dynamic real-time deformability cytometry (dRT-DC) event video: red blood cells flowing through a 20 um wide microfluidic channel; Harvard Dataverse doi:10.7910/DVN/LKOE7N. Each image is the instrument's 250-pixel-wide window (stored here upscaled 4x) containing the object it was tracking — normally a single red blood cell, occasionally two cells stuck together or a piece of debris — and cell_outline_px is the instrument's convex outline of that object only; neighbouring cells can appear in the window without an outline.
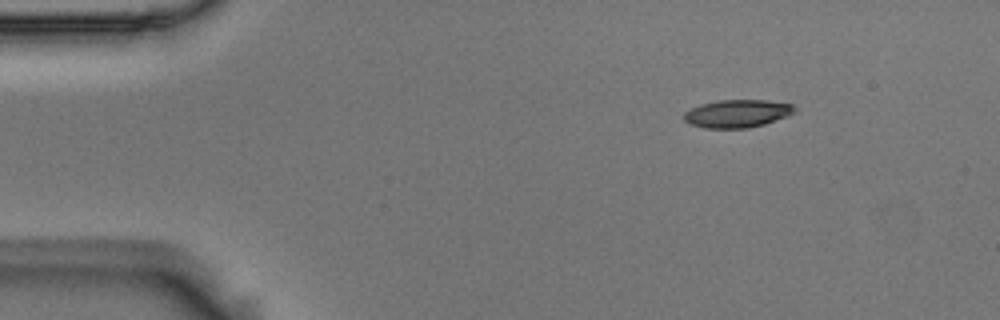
{"species": "Egyptian fruit bat (a non-hibernating species)", "species_latin": "Rousettus aegyptiacus", "temperature_condition": "room temperature", "stored_images_in_passage": 3, "camera_frame_rate_fps": 3000, "um_per_image_px": 0.085, "animal": {"sex": "male"}, "frame": {"image": 1, "passage_image": 1, "time_ms": 0.0, "image_size_px": [1000, 320], "cell_outline_px": [[796, 112], [788, 116], [764, 124], [748, 128], [704, 128], [688, 124], [684, 120], [684, 112], [700, 104], [716, 100], [768, 100], [792, 104], [796, 108]], "centroid_in_image_um": [62.67, 9.65], "position_along_channel_um": 22.3, "area_um2": 18.15}}